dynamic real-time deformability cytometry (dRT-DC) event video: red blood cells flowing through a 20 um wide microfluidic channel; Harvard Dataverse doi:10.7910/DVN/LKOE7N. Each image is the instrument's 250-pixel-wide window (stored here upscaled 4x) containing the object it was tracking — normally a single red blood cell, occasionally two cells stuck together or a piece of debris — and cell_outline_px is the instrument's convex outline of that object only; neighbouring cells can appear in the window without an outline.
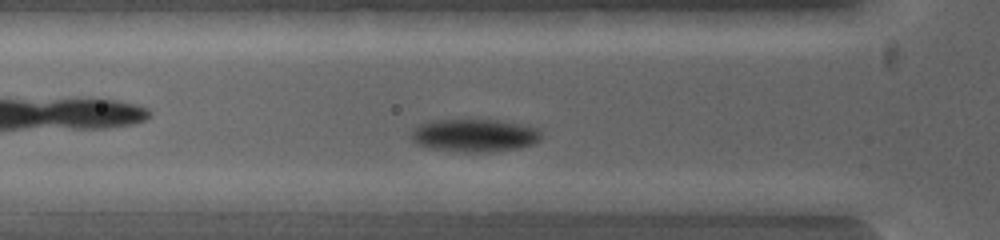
{"species": "common noctule bat (a hibernating species)", "species_latin": "Nyctalus noctula", "temperature_condition": "warm", "stored_images_in_passage": 3, "camera_frame_rate_fps": 5000, "um_per_image_px": 0.085, "animal": {"sex": "female", "body_mass_g": 19.0, "forearm_length_mm": 53.3}, "frame": {"image": 1, "passage_image": 2, "time_ms": 0.2, "image_size_px": [1000, 240], "cell_outline_px": [[384, 200], [380, 212], [256, 212], [248, 200], [296, 192], [304, 192], [372, 196]], "centroid_in_image_um": [26.95, 17.27], "position_along_channel_um": 98.8, "area_um2": 16.24}}